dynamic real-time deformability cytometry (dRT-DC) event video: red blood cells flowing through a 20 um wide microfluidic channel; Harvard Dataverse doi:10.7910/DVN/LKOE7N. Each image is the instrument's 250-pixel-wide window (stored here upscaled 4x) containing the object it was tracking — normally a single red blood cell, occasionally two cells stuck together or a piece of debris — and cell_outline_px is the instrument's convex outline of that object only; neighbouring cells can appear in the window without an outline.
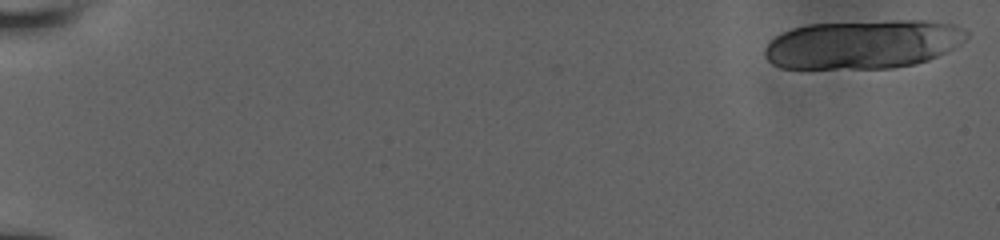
{"species": "human", "species_latin": "Homo sapiens", "temperature_condition": "room temperature", "stored_images_in_passage": 24, "camera_frame_rate_fps": 3000, "um_per_image_px": 0.085, "donor": {"sex": "male"}, "frame": {"image": 1, "passage_image": 1, "time_ms": 0.0, "image_size_px": [1000, 240], "cell_outline_px": [[968, 36], [960, 44], [928, 60], [916, 64], [892, 68], [780, 68], [772, 64], [764, 56], [764, 48], [776, 36], [792, 28], [808, 24], [892, 20], [932, 20], [956, 24], [964, 28], [968, 32]], "centroid_in_image_um": [73.38, 3.75], "position_along_channel_um": 11.6, "area_um2": 57.8}}